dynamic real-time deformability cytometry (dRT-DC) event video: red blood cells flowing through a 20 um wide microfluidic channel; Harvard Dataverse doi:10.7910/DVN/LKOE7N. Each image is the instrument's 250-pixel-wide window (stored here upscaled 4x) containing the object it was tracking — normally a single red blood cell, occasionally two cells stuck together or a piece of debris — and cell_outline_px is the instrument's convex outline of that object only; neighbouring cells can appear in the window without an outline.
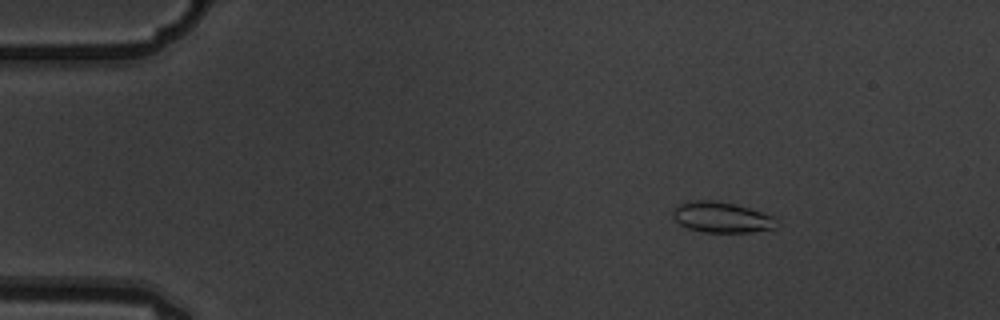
{"species": "common noctule bat (a hibernating species)", "species_latin": "Nyctalus noctula", "temperature_condition": "warm", "stored_images_in_passage": 15, "camera_frame_rate_fps": 3000, "um_per_image_px": 0.085, "animal": {"sex": "male", "body_mass_g": 19.5, "forearm_length_mm": 54.6}, "frame": {"image": 1, "passage_image": 3, "time_ms": 0.667, "image_size_px": [1000, 320], "cell_outline_px": [[776, 228], [752, 232], [704, 232], [688, 228], [680, 224], [672, 216], [672, 208], [676, 204], [692, 200], [716, 200], [736, 204], [772, 216]], "centroid_in_image_um": [61.25, 18.45], "position_along_channel_um": 23.7, "area_um2": 18.5}}
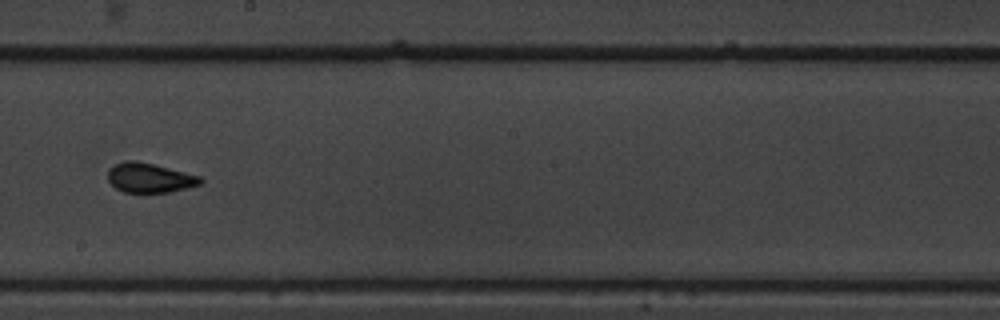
{"frame": {"image": 2, "passage_image": 9, "time_ms": 2.667, "image_size_px": [1000, 320], "cell_outline_px": [[204, 180], [200, 184], [188, 188], [172, 192], [124, 192], [116, 188], [108, 180], [108, 168], [124, 160], [136, 160], [200, 176]], "centroid_in_image_um": [12.71, 15.11], "position_along_channel_um": 235.5, "area_um2": 15.9}}
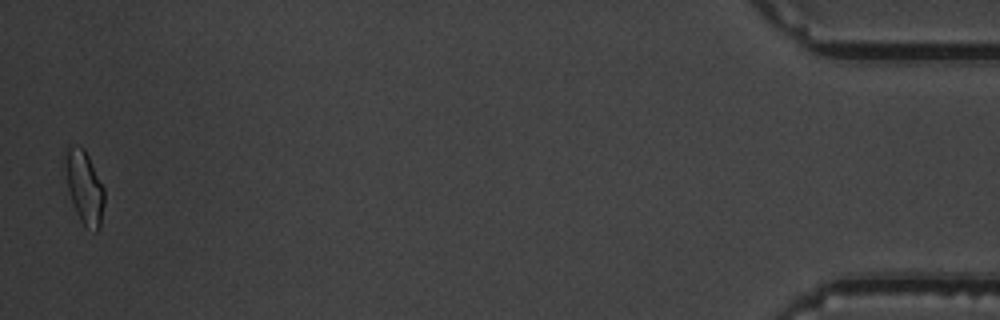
{"frame": {"image": 3, "passage_image": 15, "time_ms": 4.667, "image_size_px": [1000, 320], "cell_outline_px": [[104, 204], [100, 228], [96, 232], [92, 232], [80, 220], [76, 212], [68, 188], [64, 164], [64, 148], [68, 144], [76, 144], [84, 148], [104, 188]], "centroid_in_image_um": [7.16, 15.87], "position_along_channel_um": 428.0, "area_um2": 16.82}}